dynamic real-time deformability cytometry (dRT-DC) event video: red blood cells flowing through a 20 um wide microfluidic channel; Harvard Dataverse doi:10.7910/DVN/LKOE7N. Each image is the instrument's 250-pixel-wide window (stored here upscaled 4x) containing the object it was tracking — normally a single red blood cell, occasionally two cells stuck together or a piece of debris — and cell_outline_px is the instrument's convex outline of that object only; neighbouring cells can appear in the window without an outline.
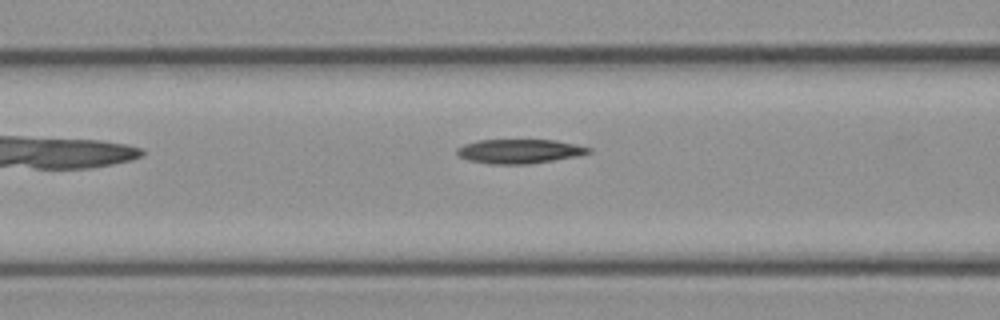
{"species": "common noctule bat (a hibernating species)", "species_latin": "Nyctalus noctula", "temperature_condition": "cold", "stored_images_in_passage": 6, "camera_frame_rate_fps": 3000, "um_per_image_px": 0.085, "animal": {"sex": "female", "body_mass_g": 21.9}, "frame": {"image": 1, "passage_image": 6, "time_ms": 1.667, "image_size_px": [1000, 320], "cell_outline_px": [[592, 152], [576, 156], [528, 164], [488, 164], [468, 160], [456, 156], [456, 148], [464, 144], [476, 140], [556, 140], [592, 148]], "centroid_in_image_um": [44.09, 12.86], "position_along_channel_um": 122.5, "area_um2": 18.67}}